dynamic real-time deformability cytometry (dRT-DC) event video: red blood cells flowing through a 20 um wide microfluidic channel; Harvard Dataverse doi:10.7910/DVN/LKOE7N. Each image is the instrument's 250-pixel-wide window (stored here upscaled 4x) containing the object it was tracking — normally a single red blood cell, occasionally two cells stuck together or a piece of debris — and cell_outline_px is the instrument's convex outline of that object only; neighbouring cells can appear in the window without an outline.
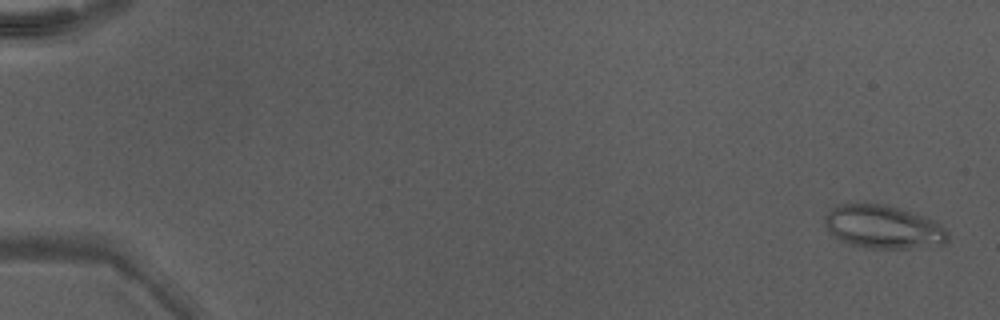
{"species": "Egyptian fruit bat (a non-hibernating species)", "species_latin": "Rousettus aegyptiacus", "temperature_condition": "warm", "stored_images_in_passage": 49, "camera_frame_rate_fps": 3000, "um_per_image_px": 0.085, "animal": {"sex": "male"}, "frame": {"image": 1, "passage_image": 2, "time_ms": 0.333, "image_size_px": [1000, 320], "cell_outline_px": [[948, 240], [944, 244], [912, 248], [864, 248], [848, 244], [840, 240], [824, 224], [824, 216], [832, 208], [840, 204], [884, 204], [932, 220], [944, 228], [948, 232]], "centroid_in_image_um": [75.05, 19.31], "position_along_channel_um": 10.0, "area_um2": 30.52}}
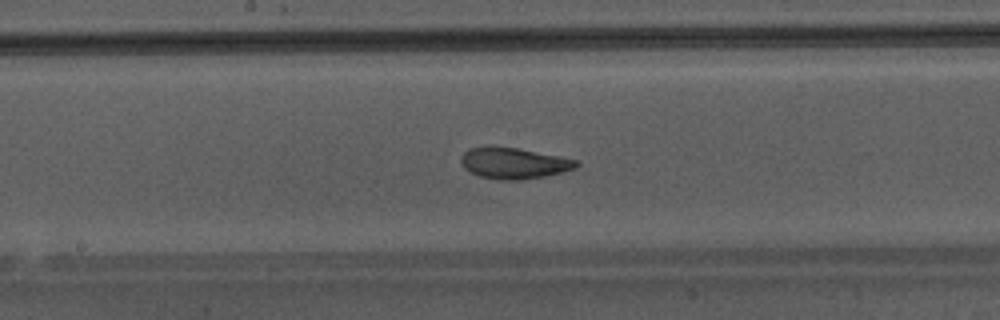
{"frame": {"image": 2, "passage_image": 28, "time_ms": 9.0, "image_size_px": [1000, 320], "cell_outline_px": [[580, 164], [576, 168], [544, 176], [520, 180], [500, 180], [480, 176], [464, 168], [460, 160], [460, 156], [468, 148], [516, 148], [576, 160]], "centroid_in_image_um": [43.66, 13.89], "position_along_channel_um": 204.5, "area_um2": 20.23}}
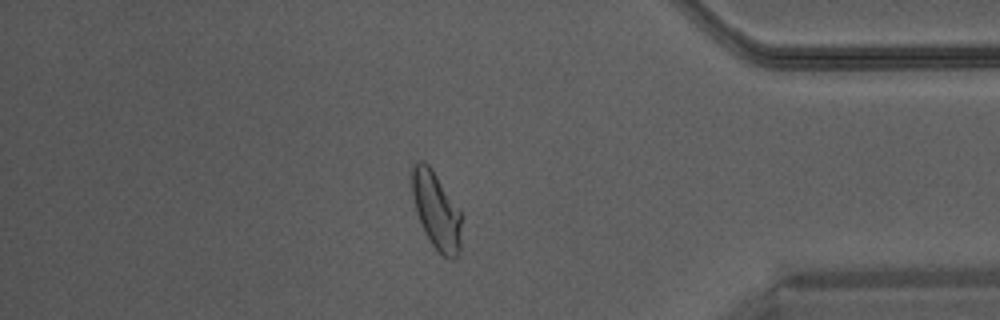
{"frame": {"image": 3, "passage_image": 43, "time_ms": 14.0, "image_size_px": [1000, 320], "cell_outline_px": [[460, 252], [456, 260], [452, 260], [444, 256], [432, 244], [416, 212], [412, 196], [412, 164], [416, 160], [424, 160], [432, 168], [460, 208]], "centroid_in_image_um": [37.09, 17.84], "position_along_channel_um": 398.1, "area_um2": 22.31}}